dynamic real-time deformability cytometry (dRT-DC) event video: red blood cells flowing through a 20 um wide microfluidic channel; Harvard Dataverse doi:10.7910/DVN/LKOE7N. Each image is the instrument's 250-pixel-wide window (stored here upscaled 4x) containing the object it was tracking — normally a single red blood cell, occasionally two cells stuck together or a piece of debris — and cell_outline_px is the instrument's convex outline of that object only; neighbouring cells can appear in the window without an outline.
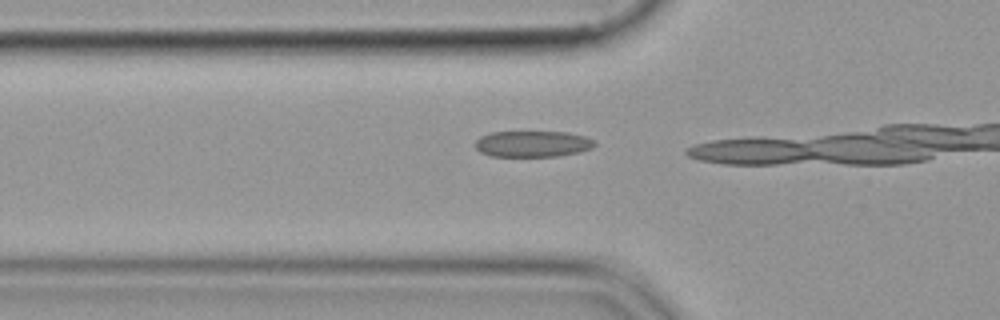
{"species": "common noctule bat (a hibernating species)", "species_latin": "Nyctalus noctula", "temperature_condition": "cold", "stored_images_in_passage": 15, "camera_frame_rate_fps": 3000, "um_per_image_px": 0.085, "animal": {"sex": "female", "body_mass_g": 19.9}, "frame": {"image": 1, "passage_image": 13, "time_ms": 4.0, "image_size_px": [1000, 320], "cell_outline_px": [[596, 144], [592, 148], [580, 152], [556, 156], [492, 156], [480, 152], [476, 148], [476, 140], [480, 136], [492, 132], [568, 132], [584, 136], [596, 140]], "centroid_in_image_um": [45.3, 12.22], "position_along_channel_um": 80.5, "area_um2": 18.21}}